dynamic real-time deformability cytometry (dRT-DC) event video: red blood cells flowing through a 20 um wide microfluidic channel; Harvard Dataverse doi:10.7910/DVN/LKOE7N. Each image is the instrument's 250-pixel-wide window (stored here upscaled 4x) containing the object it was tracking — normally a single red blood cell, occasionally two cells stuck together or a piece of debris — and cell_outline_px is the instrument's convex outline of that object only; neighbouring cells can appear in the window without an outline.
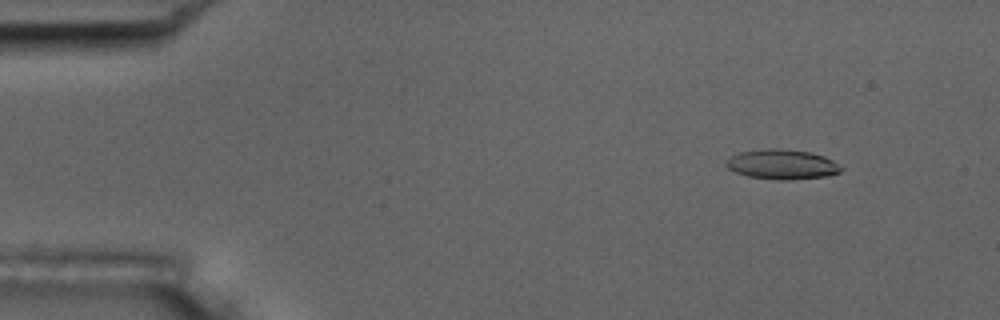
{"species": "common noctule bat (a hibernating species)", "species_latin": "Nyctalus noctula", "temperature_condition": "room temperature", "stored_images_in_passage": 54, "camera_frame_rate_fps": 3000, "um_per_image_px": 0.085, "animal": {"sex": "male", "body_mass_g": 17.5, "forearm_length_mm": 52.3}, "frame": {"image": 1, "passage_image": 6, "time_ms": 1.667, "image_size_px": [1000, 320], "cell_outline_px": [[844, 168], [840, 172], [828, 176], [788, 180], [780, 180], [748, 176], [736, 172], [728, 168], [724, 164], [732, 156], [740, 152], [768, 148], [776, 148], [808, 152], [824, 156], [832, 160]], "centroid_in_image_um": [66.5, 13.98], "position_along_channel_um": 18.5, "area_um2": 19.83}}
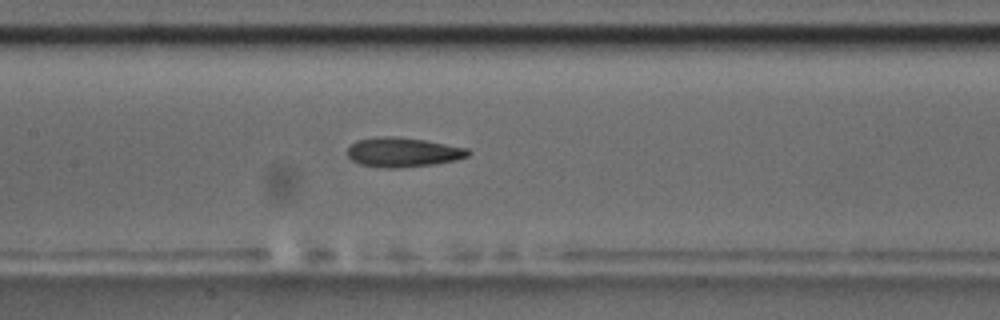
{"frame": {"image": 2, "passage_image": 26, "time_ms": 8.333, "image_size_px": [1000, 320], "cell_outline_px": [[472, 152], [468, 156], [456, 160], [432, 164], [392, 168], [388, 168], [360, 164], [352, 160], [348, 156], [348, 148], [356, 140], [376, 136], [396, 136], [424, 140], [468, 148]], "centroid_in_image_um": [34.25, 12.92], "position_along_channel_um": 173.1, "area_um2": 20.63}}
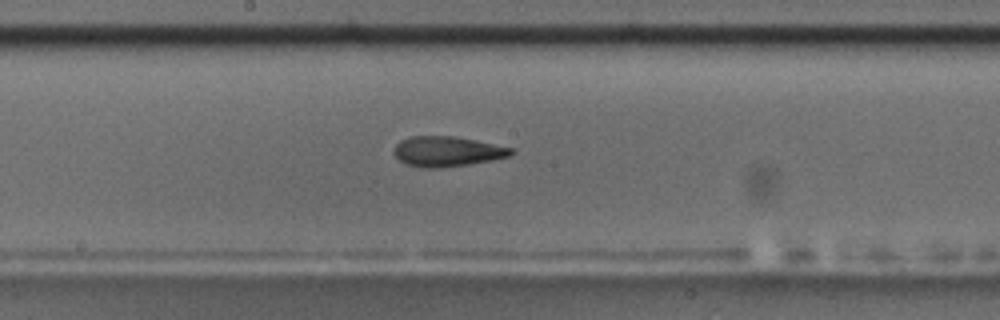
{"frame": {"image": 3, "passage_image": 29, "time_ms": 9.333, "image_size_px": [1000, 320], "cell_outline_px": [[516, 152], [508, 156], [492, 160], [468, 164], [440, 168], [424, 168], [408, 164], [400, 160], [392, 152], [396, 144], [400, 140], [412, 136], [452, 136], [476, 140], [516, 148]], "centroid_in_image_um": [38.04, 12.86], "position_along_channel_um": 210.2, "area_um2": 20.63}, "authors_computed_cell_mechanics": {"area_um2": 20.3745, "velocity_mm_per_s": 3.7221, "shape_relaxation_time_tau1_ms": 7.3332, "shape_relaxation_time_tau2_ms": 2.3208, "deformation_change_tau1": 0.2008, "deformation_change_tau2": 0.1184}}